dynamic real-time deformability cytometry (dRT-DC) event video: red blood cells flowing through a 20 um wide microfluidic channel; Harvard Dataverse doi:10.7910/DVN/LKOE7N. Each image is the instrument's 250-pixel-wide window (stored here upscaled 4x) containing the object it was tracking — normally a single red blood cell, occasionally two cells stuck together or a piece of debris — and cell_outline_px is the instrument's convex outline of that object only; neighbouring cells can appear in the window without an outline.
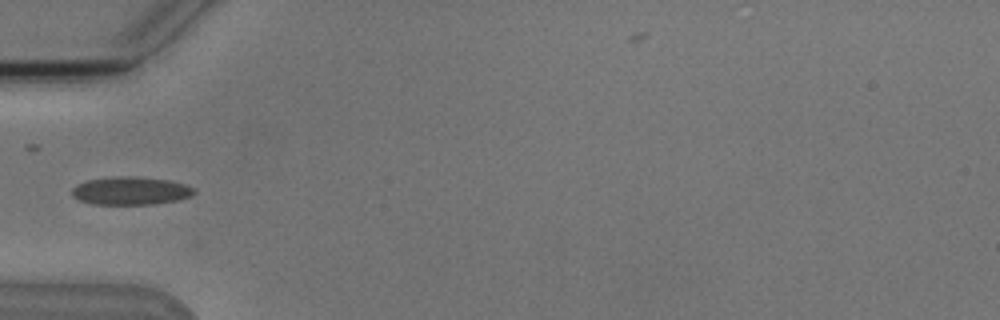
{"species": "Egyptian fruit bat (a non-hibernating species)", "species_latin": "Rousettus aegyptiacus", "temperature_condition": "cold", "stored_images_in_passage": 6, "camera_frame_rate_fps": 3000, "um_per_image_px": 0.085, "animal": {"sex": "male"}, "frame": {"image": 1, "passage_image": 5, "time_ms": 4.667, "image_size_px": [1000, 320], "cell_outline_px": [[196, 192], [192, 196], [180, 200], [152, 204], [92, 204], [80, 200], [72, 196], [72, 188], [76, 184], [88, 180], [112, 176], [136, 176], [168, 180], [188, 184], [196, 188]], "centroid_in_image_um": [11.15, 16.21], "position_along_channel_um": 73.8, "area_um2": 20.29}}